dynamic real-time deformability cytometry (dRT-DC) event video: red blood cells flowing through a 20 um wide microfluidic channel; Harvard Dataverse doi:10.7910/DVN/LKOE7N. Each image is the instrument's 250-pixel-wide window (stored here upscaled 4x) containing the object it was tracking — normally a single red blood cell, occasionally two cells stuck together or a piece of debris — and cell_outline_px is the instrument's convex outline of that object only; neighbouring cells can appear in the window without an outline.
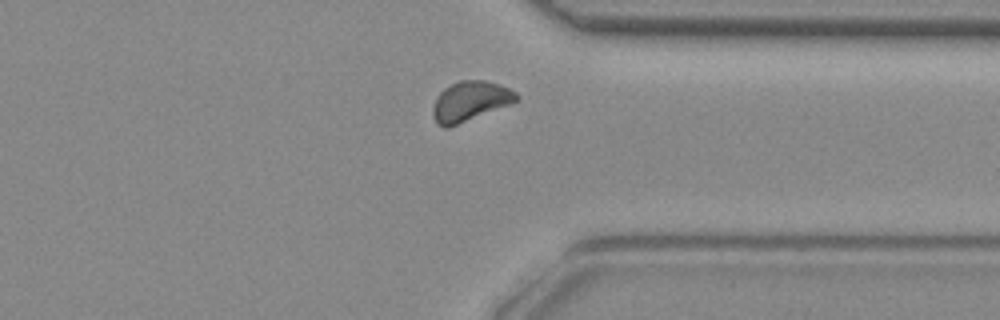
{"species": "common noctule bat (a hibernating species)", "species_latin": "Nyctalus noctula", "temperature_condition": "room temperature", "stored_images_in_passage": 37, "camera_frame_rate_fps": 3000, "um_per_image_px": 0.085, "animal": {"sex": "female", "body_mass_g": 29.2, "forearm_length_mm": 56.3}, "frame": {"image": 1, "passage_image": 25, "time_ms": 8.0, "image_size_px": [1000, 320], "cell_outline_px": [[520, 100], [512, 104], [448, 128], [444, 128], [436, 124], [432, 116], [432, 108], [440, 92], [444, 88], [460, 80], [484, 80], [508, 88], [516, 92], [520, 96]], "centroid_in_image_um": [39.97, 8.63], "position_along_channel_um": 371.4, "area_um2": 19.54}}
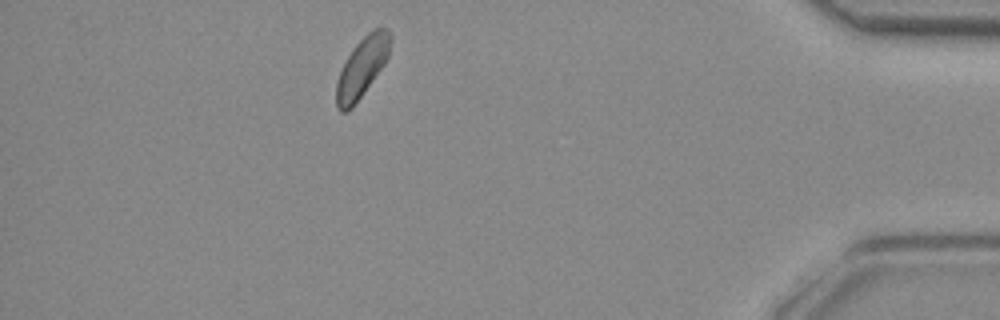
{"frame": {"image": 2, "passage_image": 31, "time_ms": 10.0, "image_size_px": [1000, 320], "cell_outline_px": [[392, 36], [388, 56], [384, 64], [364, 92], [352, 108], [344, 112], [340, 112], [336, 108], [336, 80], [348, 56], [356, 44], [368, 32], [376, 28], [388, 28], [392, 32]], "centroid_in_image_um": [30.78, 5.72], "position_along_channel_um": 404.4, "area_um2": 18.67}}